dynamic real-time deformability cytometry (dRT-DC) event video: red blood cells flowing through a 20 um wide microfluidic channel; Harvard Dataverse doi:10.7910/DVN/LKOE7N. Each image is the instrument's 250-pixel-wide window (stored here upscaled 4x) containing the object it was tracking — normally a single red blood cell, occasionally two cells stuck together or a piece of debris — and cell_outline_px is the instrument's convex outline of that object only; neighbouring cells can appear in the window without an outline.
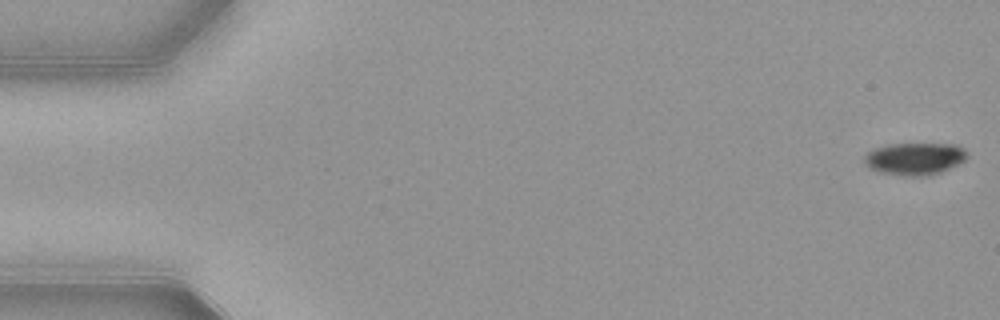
{"species": "common noctule bat (a hibernating species)", "species_latin": "Nyctalus noctula", "temperature_condition": "warm", "stored_images_in_passage": 53, "camera_frame_rate_fps": 3000, "um_per_image_px": 0.085, "animal": {"sex": "female", "body_mass_g": 21.9}, "frame": {"image": 1, "passage_image": 1, "time_ms": 0.0, "image_size_px": [1000, 320], "cell_outline_px": [[968, 156], [964, 160], [932, 176], [904, 176], [880, 172], [868, 168], [864, 164], [864, 156], [868, 152], [876, 148], [888, 144], [956, 144], [964, 148]], "centroid_in_image_um": [77.73, 13.5], "position_along_channel_um": 7.3, "area_um2": 19.36}}
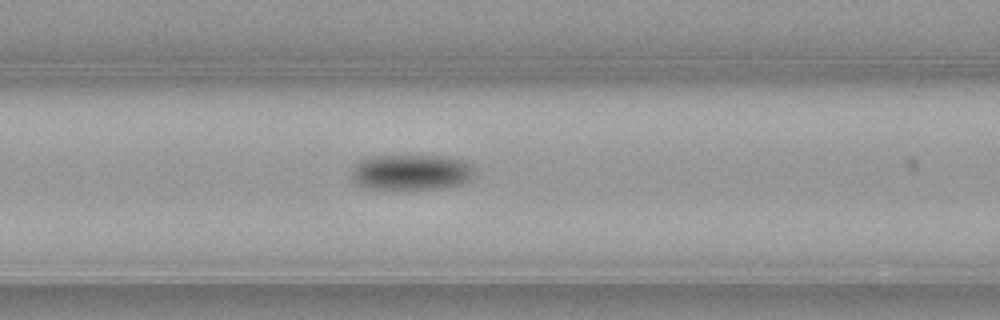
{"frame": {"image": 2, "passage_image": 22, "time_ms": 7.0, "image_size_px": [1000, 320], "cell_outline_px": [[476, 168], [472, 176], [464, 184], [444, 188], [364, 188], [356, 184], [352, 180], [348, 172], [348, 168], [360, 160], [372, 156], [448, 156], [464, 160], [472, 164]], "centroid_in_image_um": [34.92, 14.62], "position_along_channel_um": 131.7, "area_um2": 26.01}}
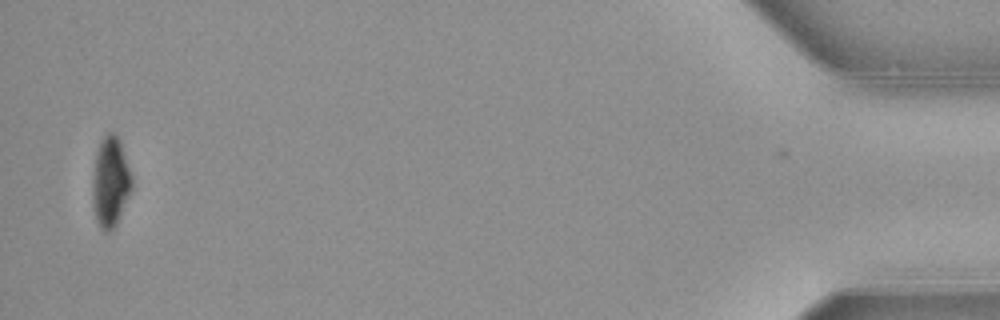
{"frame": {"image": 3, "passage_image": 52, "time_ms": 17.0, "image_size_px": [1000, 320], "cell_outline_px": [[132, 188], [116, 224], [112, 232], [104, 232], [100, 228], [96, 220], [92, 196], [92, 180], [96, 152], [100, 140], [108, 132], [112, 132], [120, 140], [132, 176]], "centroid_in_image_um": [9.38, 15.47], "position_along_channel_um": 425.8, "area_um2": 20.69}, "authors_computed_cell_mechanics": {"area_um2": 23.0044, "velocity_mm_per_s": 3.8804, "shape_relaxation_time_tau1_ms": 2.1335, "shape_relaxation_time_tau2_ms": null, "deformation_change_tau1": 0.1362, "deformation_change_tau2": null}}